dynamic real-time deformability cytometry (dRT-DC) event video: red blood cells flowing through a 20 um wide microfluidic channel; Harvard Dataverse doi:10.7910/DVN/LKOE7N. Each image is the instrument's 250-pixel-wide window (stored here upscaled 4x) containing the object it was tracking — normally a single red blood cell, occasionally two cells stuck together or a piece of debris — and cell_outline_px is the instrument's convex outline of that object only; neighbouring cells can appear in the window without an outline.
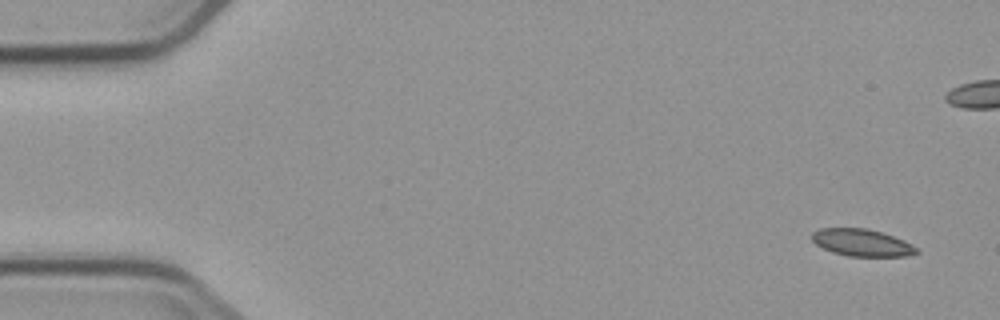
{"species": "common noctule bat (a hibernating species)", "species_latin": "Nyctalus noctula", "temperature_condition": "cold", "stored_images_in_passage": 10, "camera_frame_rate_fps": 3000, "um_per_image_px": 0.085, "animal": {"sex": "male", "body_mass_g": 23.1, "forearm_length_mm": 52.7}, "frame": {"image": 1, "passage_image": 1, "time_ms": 0.0, "image_size_px": [1000, 320], "cell_outline_px": [[920, 252], [904, 256], [848, 256], [832, 252], [816, 244], [812, 240], [812, 232], [820, 228], [868, 228], [904, 240], [912, 244]], "centroid_in_image_um": [73.25, 20.62], "position_along_channel_um": 11.8, "area_um2": 16.42}}
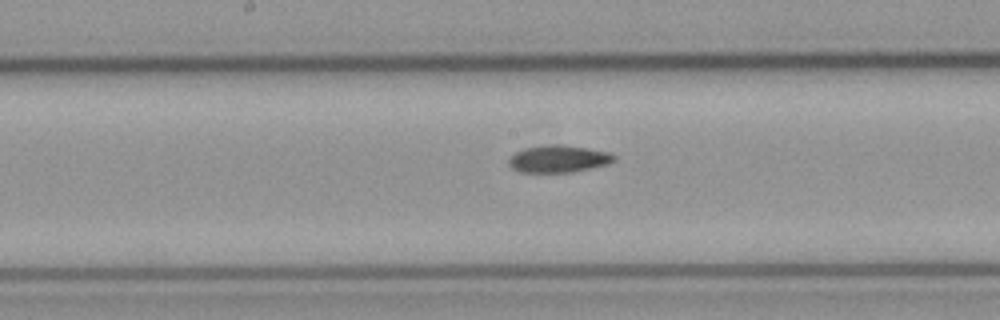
{"frame": {"image": 2, "passage_image": 9, "time_ms": 10.333, "image_size_px": [1000, 320], "cell_outline_px": [[616, 160], [608, 164], [572, 172], [520, 172], [512, 168], [508, 164], [508, 160], [516, 152], [524, 148], [548, 144], [552, 144], [588, 148], [608, 152], [616, 156]], "centroid_in_image_um": [47.47, 13.5], "position_along_channel_um": 200.7, "area_um2": 16.59}}
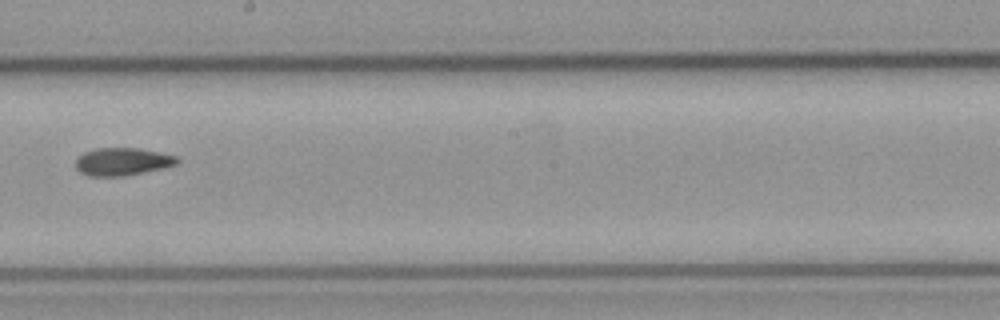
{"frame": {"image": 3, "passage_image": 10, "time_ms": 11.333, "image_size_px": [1000, 320], "cell_outline_px": [[180, 160], [176, 164], [164, 168], [124, 176], [88, 176], [80, 172], [76, 168], [76, 160], [84, 152], [96, 148], [140, 148], [176, 156]], "centroid_in_image_um": [10.4, 13.74], "position_along_channel_um": 237.8, "area_um2": 16.36}}